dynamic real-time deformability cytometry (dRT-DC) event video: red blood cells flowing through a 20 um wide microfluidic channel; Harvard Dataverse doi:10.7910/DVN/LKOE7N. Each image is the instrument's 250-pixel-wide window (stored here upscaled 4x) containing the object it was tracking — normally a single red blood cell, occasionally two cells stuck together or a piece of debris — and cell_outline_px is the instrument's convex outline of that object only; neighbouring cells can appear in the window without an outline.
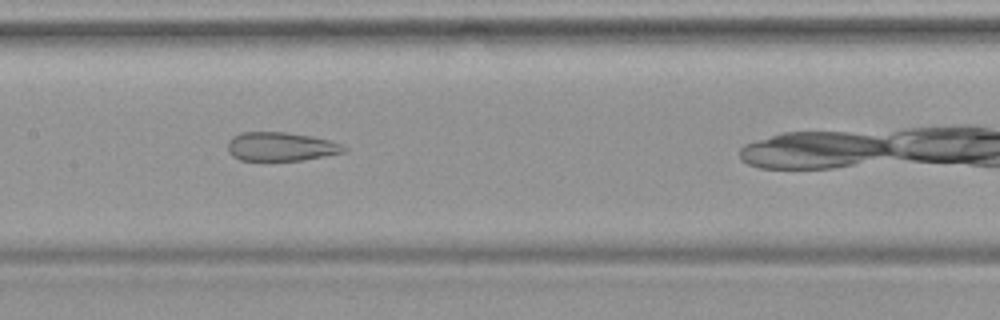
{"species": "common noctule bat (a hibernating species)", "species_latin": "Nyctalus noctula", "temperature_condition": "warm", "stored_images_in_passage": 25, "camera_frame_rate_fps": 3000, "um_per_image_px": 0.085, "animal": {"sex": "female", "body_mass_g": 19.9}, "frame": {"image": 1, "passage_image": 9, "time_ms": 2.667, "image_size_px": [1000, 320], "cell_outline_px": [[348, 148], [344, 152], [324, 156], [300, 160], [240, 160], [232, 156], [228, 152], [228, 140], [232, 136], [240, 132], [284, 132], [312, 136], [328, 140], [340, 144]], "centroid_in_image_um": [23.83, 12.45], "position_along_channel_um": 183.6, "area_um2": 19.42}}
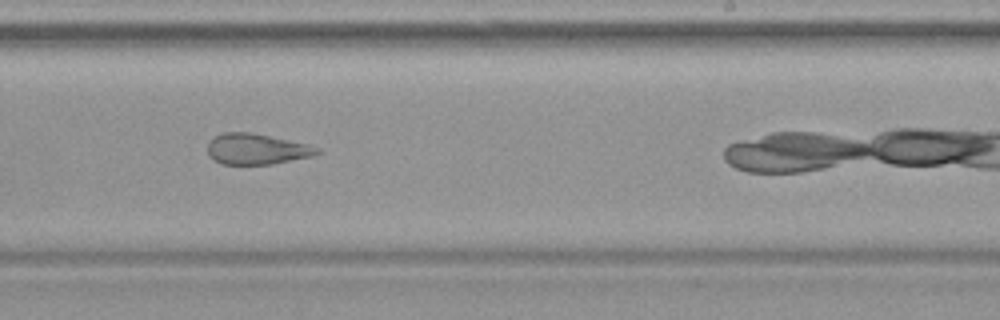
{"frame": {"image": 2, "passage_image": 15, "time_ms": 4.667, "image_size_px": [1000, 320], "cell_outline_px": [[320, 152], [312, 156], [272, 164], [224, 164], [208, 156], [208, 144], [216, 136], [224, 132], [252, 132], [308, 144], [320, 148]], "centroid_in_image_um": [21.83, 12.66], "position_along_channel_um": 267.2, "area_um2": 19.48}}
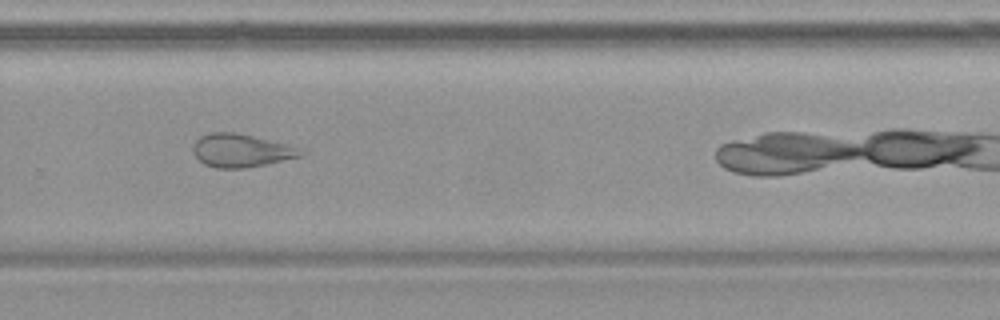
{"frame": {"image": 3, "passage_image": 18, "time_ms": 5.667, "image_size_px": [1000, 320], "cell_outline_px": [[308, 152], [304, 156], [244, 168], [216, 168], [204, 164], [192, 152], [192, 144], [200, 136], [212, 132], [232, 132], [252, 136], [284, 144]], "centroid_in_image_um": [20.46, 12.8], "position_along_channel_um": 309.3, "area_um2": 20.58}}